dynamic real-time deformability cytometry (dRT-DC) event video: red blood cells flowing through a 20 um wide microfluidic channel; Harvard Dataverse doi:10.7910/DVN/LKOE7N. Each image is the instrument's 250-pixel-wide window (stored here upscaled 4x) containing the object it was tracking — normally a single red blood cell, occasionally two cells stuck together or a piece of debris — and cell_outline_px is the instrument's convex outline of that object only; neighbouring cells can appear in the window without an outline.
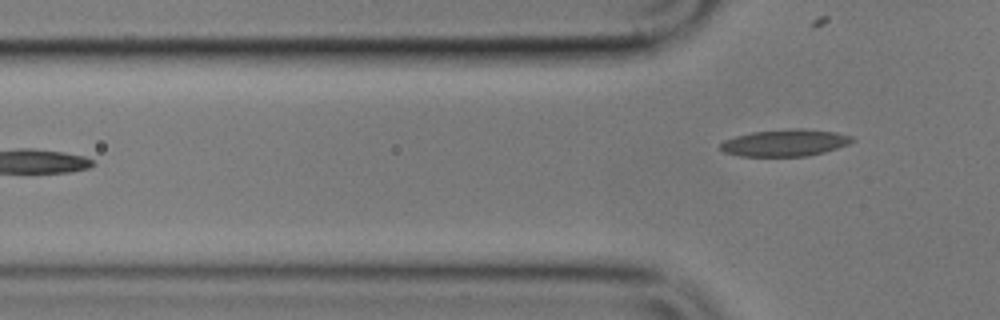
{"species": "common noctule bat (a hibernating species)", "species_latin": "Nyctalus noctula", "temperature_condition": "cold", "stored_images_in_passage": 6, "camera_frame_rate_fps": 3000, "um_per_image_px": 0.085, "animal": {"sex": "male", "body_mass_g": 17.9}, "frame": {"image": 1, "passage_image": 6, "time_ms": 6.667, "image_size_px": [1000, 320], "cell_outline_px": [[856, 140], [848, 144], [824, 152], [808, 156], [740, 156], [724, 152], [720, 148], [720, 144], [724, 140], [736, 136], [752, 132], [796, 128], [804, 128], [836, 132], [852, 136]], "centroid_in_image_um": [66.74, 12.13], "position_along_channel_um": 59.1, "area_um2": 20.63}}